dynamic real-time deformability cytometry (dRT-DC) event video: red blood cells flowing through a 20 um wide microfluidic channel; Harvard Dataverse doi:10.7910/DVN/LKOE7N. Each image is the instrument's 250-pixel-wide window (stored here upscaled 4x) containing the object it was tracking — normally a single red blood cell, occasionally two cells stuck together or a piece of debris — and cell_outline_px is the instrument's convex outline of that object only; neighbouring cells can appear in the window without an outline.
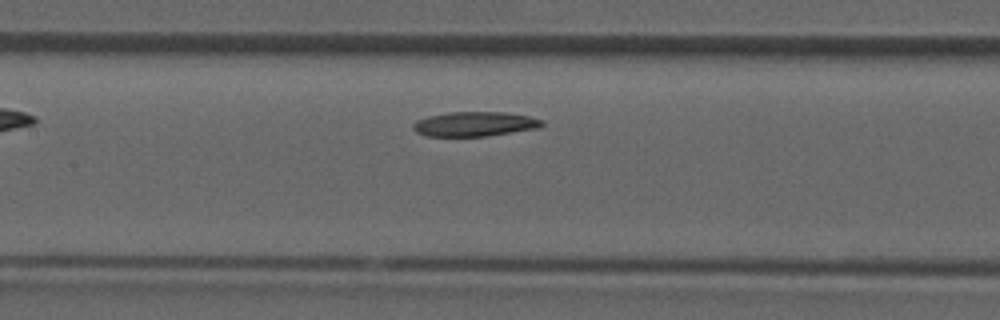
{"species": "common noctule bat (a hibernating species)", "species_latin": "Nyctalus noctula", "temperature_condition": "room temperature", "stored_images_in_passage": 25, "camera_frame_rate_fps": 3000, "um_per_image_px": 0.085, "animal": {"sex": "male", "forearm_length_mm": 52.5}, "frame": {"image": 1, "passage_image": 8, "time_ms": 2.333, "image_size_px": [1000, 320], "cell_outline_px": [[544, 124], [540, 128], [484, 136], [428, 136], [416, 132], [412, 128], [412, 124], [416, 120], [428, 116], [448, 112], [508, 112], [528, 116], [544, 120]], "centroid_in_image_um": [40.35, 10.53], "position_along_channel_um": 167.0, "area_um2": 18.55}}
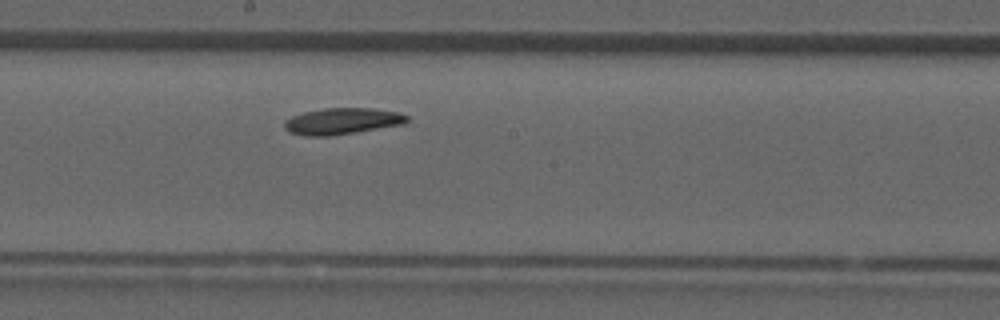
{"frame": {"image": 2, "passage_image": 11, "time_ms": 3.333, "image_size_px": [1000, 320], "cell_outline_px": [[408, 120], [404, 124], [328, 136], [308, 136], [288, 132], [284, 128], [284, 120], [292, 116], [304, 112], [324, 108], [372, 108], [400, 112], [408, 116]], "centroid_in_image_um": [29.07, 10.29], "position_along_channel_um": 219.1, "area_um2": 18.79}}